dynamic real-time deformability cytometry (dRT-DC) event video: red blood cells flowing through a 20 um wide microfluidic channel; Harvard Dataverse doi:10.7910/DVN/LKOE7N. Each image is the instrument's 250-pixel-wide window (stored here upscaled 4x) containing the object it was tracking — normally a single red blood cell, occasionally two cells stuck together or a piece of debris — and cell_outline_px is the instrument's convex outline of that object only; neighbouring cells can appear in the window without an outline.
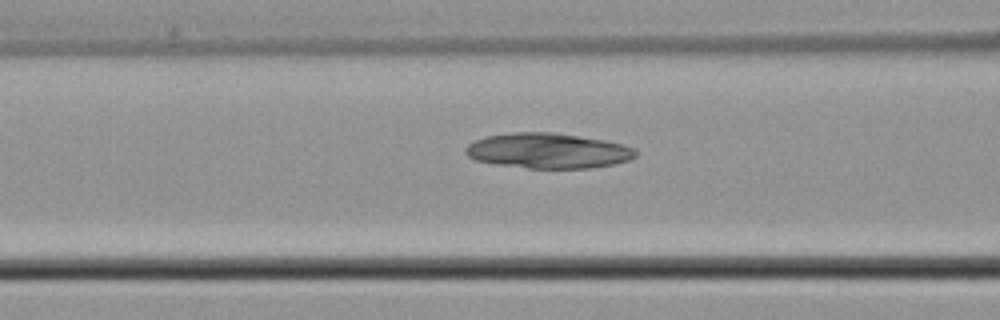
{"species": "common noctule bat (a hibernating species)", "species_latin": "Nyctalus noctula", "temperature_condition": "cold", "stored_images_in_passage": 15, "camera_frame_rate_fps": 3000, "um_per_image_px": 0.085, "animal": {"sex": "male", "body_mass_g": 21.5, "forearm_length_mm": 52.0}, "frame": {"image": 1, "passage_image": 13, "time_ms": 4.0, "image_size_px": [1000, 320], "cell_outline_px": [[636, 156], [628, 160], [612, 164], [588, 168], [528, 168], [496, 164], [476, 160], [468, 156], [464, 152], [464, 148], [468, 144], [476, 140], [488, 136], [512, 132], [552, 132], [580, 136], [604, 140], [636, 148]], "centroid_in_image_um": [46.56, 12.81], "position_along_channel_um": 120.0, "area_um2": 34.74}}